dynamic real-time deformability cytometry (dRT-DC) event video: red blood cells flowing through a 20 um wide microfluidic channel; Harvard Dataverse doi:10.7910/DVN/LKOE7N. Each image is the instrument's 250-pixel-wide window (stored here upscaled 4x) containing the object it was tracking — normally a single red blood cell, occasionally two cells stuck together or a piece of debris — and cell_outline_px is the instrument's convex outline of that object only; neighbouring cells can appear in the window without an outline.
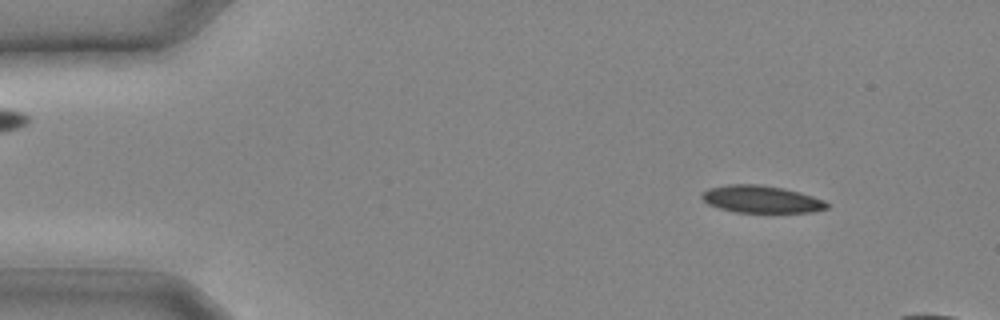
{"species": "common noctule bat (a hibernating species)", "species_latin": "Nyctalus noctula", "temperature_condition": "cold", "stored_images_in_passage": 8, "camera_frame_rate_fps": 3000, "um_per_image_px": 0.085, "animal": {"sex": "male", "body_mass_g": 20.4}, "frame": {"image": 1, "passage_image": 3, "time_ms": 0.667, "image_size_px": [1000, 320], "cell_outline_px": [[828, 208], [812, 212], [736, 212], [720, 208], [708, 204], [700, 196], [708, 188], [728, 184], [760, 184], [784, 188], [800, 192], [824, 200], [828, 204]], "centroid_in_image_um": [64.71, 16.92], "position_along_channel_um": 20.3, "area_um2": 19.83}}